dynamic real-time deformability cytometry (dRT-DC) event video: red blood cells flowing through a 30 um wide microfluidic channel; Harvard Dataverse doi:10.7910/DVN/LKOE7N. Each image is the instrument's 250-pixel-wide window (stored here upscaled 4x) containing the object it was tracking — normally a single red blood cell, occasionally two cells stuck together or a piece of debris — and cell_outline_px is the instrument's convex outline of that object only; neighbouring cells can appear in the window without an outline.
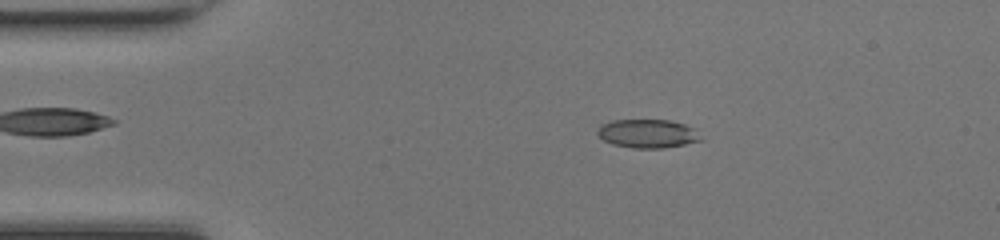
{"species": "common noctule bat (a hibernating species)", "species_latin": "Nyctalus noctula", "temperature_condition": "room temperature", "stored_images_in_passage": 47, "camera_frame_rate_fps": 3000, "um_per_image_px": 0.085, "animal": {"sex": "female", "body_mass_g": 17.0, "forearm_length_mm": 48.0}, "frame": {"image": 1, "passage_image": 8, "time_ms": 2.333, "image_size_px": [1000, 240], "cell_outline_px": [[704, 140], [664, 148], [632, 148], [612, 144], [604, 140], [596, 132], [600, 124], [612, 120], [668, 120], [684, 124], [696, 128]], "centroid_in_image_um": [55.07, 11.35], "position_along_channel_um": 29.9, "area_um2": 17.4}}
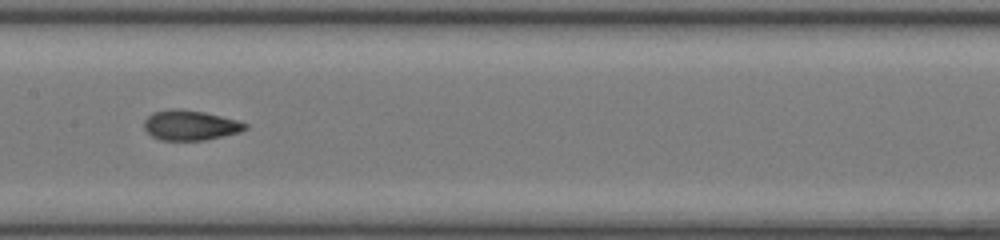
{"frame": {"image": 2, "passage_image": 23, "time_ms": 7.333, "image_size_px": [1000, 240], "cell_outline_px": [[248, 128], [240, 132], [204, 140], [160, 140], [152, 136], [144, 128], [144, 120], [148, 116], [156, 112], [204, 112], [236, 120], [248, 124]], "centroid_in_image_um": [16.22, 10.7], "position_along_channel_um": 191.2, "area_um2": 16.76}}
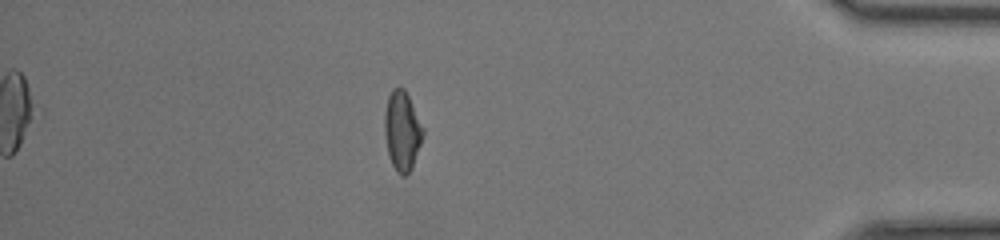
{"frame": {"image": 3, "passage_image": 41, "time_ms": 13.333, "image_size_px": [1000, 240], "cell_outline_px": [[424, 132], [412, 168], [404, 176], [400, 176], [396, 172], [388, 156], [384, 132], [384, 112], [388, 96], [392, 88], [404, 88], [424, 128]], "centroid_in_image_um": [34.16, 11.13], "position_along_channel_um": 401.0, "area_um2": 17.8}, "authors_computed_cell_mechanics": {"area_um2": 17.2822, "velocity_mm_per_s": 4.2539, "shape_relaxation_time_tau1_ms": 7.0961, "shape_relaxation_time_tau2_ms": 1.4679, "deformation_change_tau1": 0.2407, "deformation_change_tau2": 0.09}}